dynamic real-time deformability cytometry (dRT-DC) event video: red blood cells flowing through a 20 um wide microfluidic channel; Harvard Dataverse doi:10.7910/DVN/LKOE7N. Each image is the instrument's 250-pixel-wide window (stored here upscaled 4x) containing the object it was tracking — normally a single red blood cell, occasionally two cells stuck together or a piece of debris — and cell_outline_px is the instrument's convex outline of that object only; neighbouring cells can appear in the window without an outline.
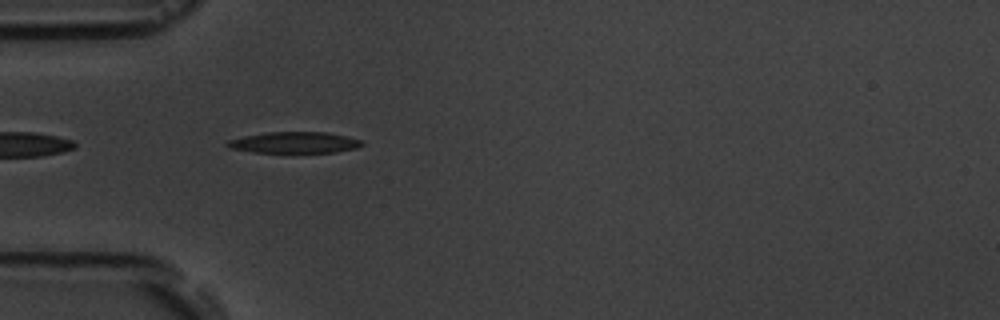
{"species": "common noctule bat (a hibernating species)", "species_latin": "Nyctalus noctula", "temperature_condition": "room temperature", "stored_images_in_passage": 6, "segment_of_instrument_passage": [2, 2], "camera_frame_rate_fps": 3000, "um_per_image_px": 0.085, "animal": {"sex": "male", "body_mass_g": 19.5, "forearm_length_mm": 54.6}, "frame": {"image": 1, "passage_image": 5, "time_ms": 5.333, "image_size_px": [1000, 320], "cell_outline_px": [[364, 144], [356, 148], [336, 152], [252, 152], [232, 148], [224, 144], [228, 140], [244, 136], [268, 132], [328, 132], [364, 140]], "centroid_in_image_um": [25.07, 12.11], "position_along_channel_um": 59.9, "area_um2": 16.59}}